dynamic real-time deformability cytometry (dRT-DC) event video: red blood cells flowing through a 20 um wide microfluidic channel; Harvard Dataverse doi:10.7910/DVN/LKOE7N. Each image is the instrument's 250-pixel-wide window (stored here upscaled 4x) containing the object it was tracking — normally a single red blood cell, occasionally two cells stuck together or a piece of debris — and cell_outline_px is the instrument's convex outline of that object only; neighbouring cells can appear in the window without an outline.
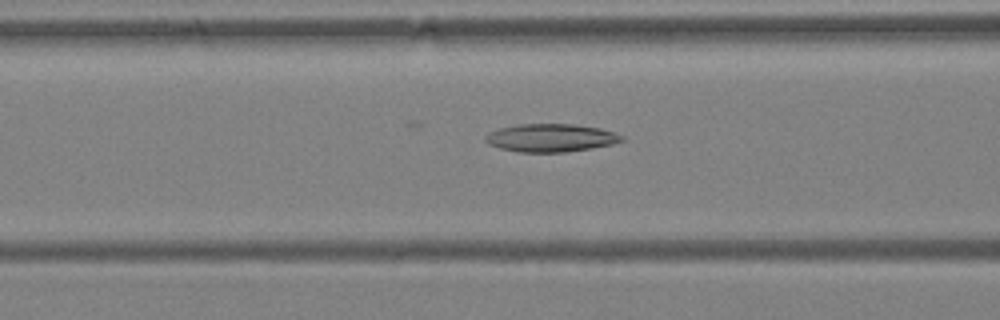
{"species": "Egyptian fruit bat (a non-hibernating species)", "species_latin": "Rousettus aegyptiacus", "temperature_condition": "warm", "stored_images_in_passage": 43, "camera_frame_rate_fps": 3000, "um_per_image_px": 0.085, "animal": {"sex": "female"}, "frame": {"image": 1, "passage_image": 20, "time_ms": 6.333, "image_size_px": [1000, 320], "cell_outline_px": [[624, 140], [612, 144], [592, 148], [564, 152], [516, 152], [500, 148], [488, 144], [484, 140], [484, 136], [488, 132], [500, 128], [520, 124], [576, 124], [600, 128], [624, 136]], "centroid_in_image_um": [46.79, 11.72], "position_along_channel_um": 119.8, "area_um2": 22.31}}
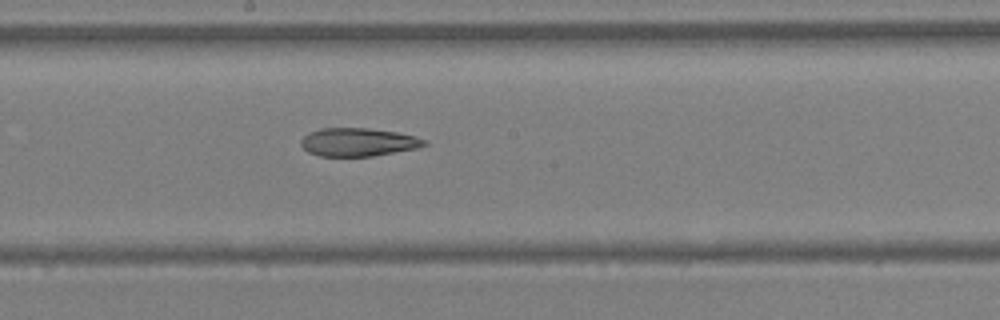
{"frame": {"image": 2, "passage_image": 27, "time_ms": 8.667, "image_size_px": [1000, 320], "cell_outline_px": [[428, 144], [420, 148], [372, 156], [320, 156], [308, 152], [300, 144], [300, 140], [308, 132], [320, 128], [368, 128], [396, 132], [416, 136], [428, 140]], "centroid_in_image_um": [30.47, 12.08], "position_along_channel_um": 217.7, "area_um2": 20.52}}
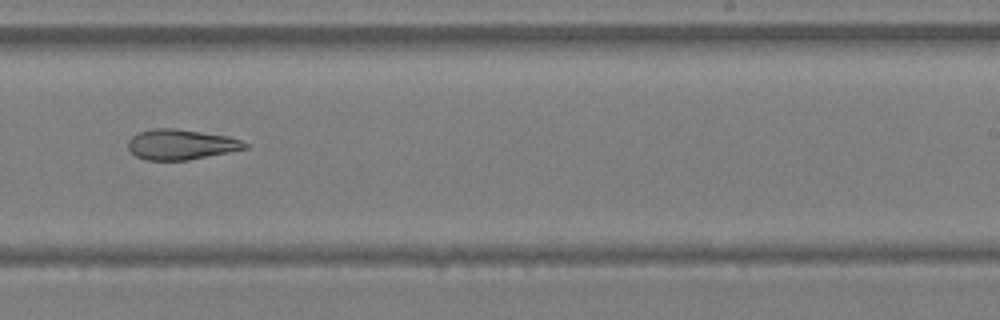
{"frame": {"image": 3, "passage_image": 31, "time_ms": 10.0, "image_size_px": [1000, 320], "cell_outline_px": [[252, 144], [248, 148], [188, 160], [144, 160], [136, 156], [128, 148], [128, 140], [132, 136], [140, 132], [152, 128], [176, 128], [228, 136]], "centroid_in_image_um": [15.4, 12.28], "position_along_channel_um": 273.6, "area_um2": 20.69}, "authors_computed_cell_mechanics": {"area_um2": 22.6576, "velocity_mm_per_s": 4.1995, "shape_relaxation_time_tau1_ms": null, "shape_relaxation_time_tau2_ms": 2.8918, "deformation_change_tau1": null, "deformation_change_tau2": 0.1119}}